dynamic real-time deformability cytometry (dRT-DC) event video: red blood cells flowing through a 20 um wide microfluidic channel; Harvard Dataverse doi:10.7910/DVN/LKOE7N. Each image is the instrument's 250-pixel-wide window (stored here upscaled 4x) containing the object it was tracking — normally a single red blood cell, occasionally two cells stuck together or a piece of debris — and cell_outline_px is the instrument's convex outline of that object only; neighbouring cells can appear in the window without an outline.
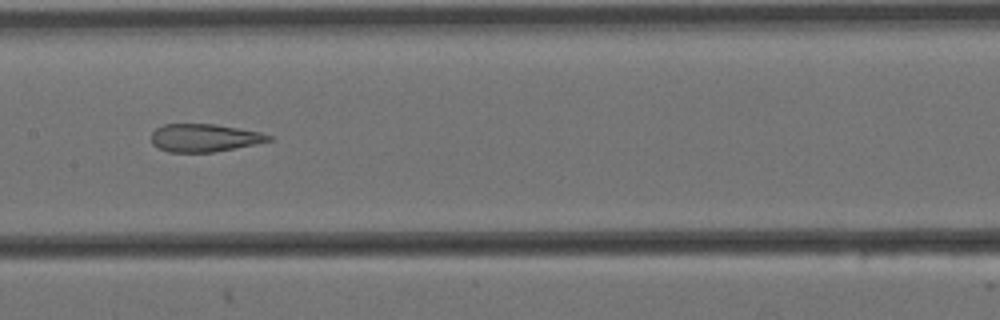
{"species": "Egyptian fruit bat (a non-hibernating species)", "species_latin": "Rousettus aegyptiacus", "temperature_condition": "cold", "stored_images_in_passage": 9, "camera_frame_rate_fps": 3000, "um_per_image_px": 0.085, "animal": {"sex": "female"}, "frame": {"image": 1, "passage_image": 7, "time_ms": 2.0, "image_size_px": [1000, 320], "cell_outline_px": [[276, 140], [256, 144], [212, 152], [168, 152], [152, 144], [152, 132], [156, 128], [164, 124], [216, 124], [260, 132], [272, 136]], "centroid_in_image_um": [17.4, 11.71], "position_along_channel_um": 190.0, "area_um2": 19.07}}
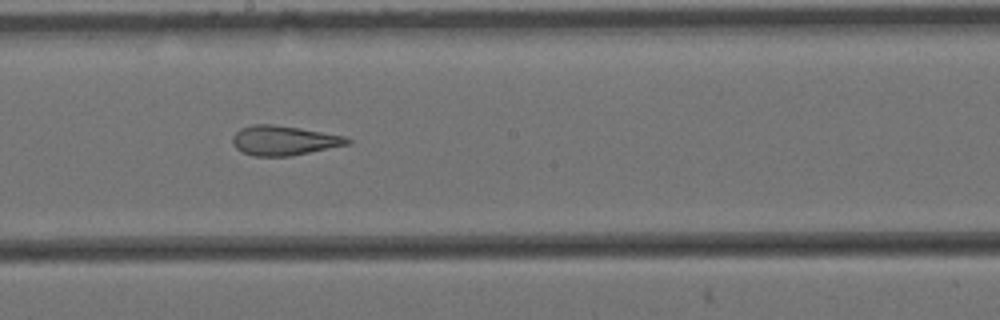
{"frame": {"image": 2, "passage_image": 8, "time_ms": 2.333, "image_size_px": [1000, 320], "cell_outline_px": [[352, 144], [292, 156], [252, 156], [240, 152], [232, 144], [232, 136], [240, 128], [252, 124], [272, 124], [300, 128], [344, 136], [352, 140]], "centroid_in_image_um": [24.12, 11.95], "position_along_channel_um": 224.1, "area_um2": 20.11}}
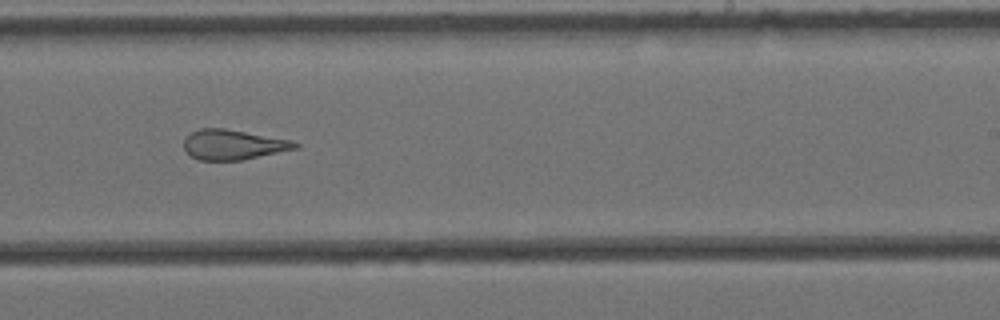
{"frame": {"image": 3, "passage_image": 9, "time_ms": 2.667, "image_size_px": [1000, 320], "cell_outline_px": [[300, 148], [244, 160], [200, 160], [192, 156], [184, 148], [184, 140], [192, 132], [200, 128], [224, 128], [292, 140], [300, 144]], "centroid_in_image_um": [19.88, 12.3], "position_along_channel_um": 269.1, "area_um2": 19.48}}